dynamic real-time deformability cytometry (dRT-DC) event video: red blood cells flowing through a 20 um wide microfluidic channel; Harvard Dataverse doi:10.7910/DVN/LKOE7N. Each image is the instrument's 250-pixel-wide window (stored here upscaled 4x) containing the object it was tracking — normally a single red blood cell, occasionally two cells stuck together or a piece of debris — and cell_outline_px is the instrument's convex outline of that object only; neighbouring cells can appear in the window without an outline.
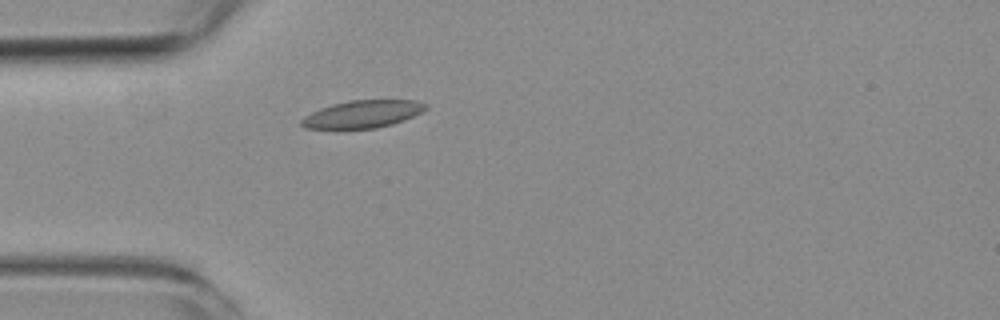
{"species": "common noctule bat (a hibernating species)", "species_latin": "Nyctalus noctula", "temperature_condition": "room temperature", "stored_images_in_passage": 1, "camera_frame_rate_fps": 3000, "um_per_image_px": 0.085, "animal": {"sex": "female", "body_mass_g": 19.3, "forearm_length_mm": 54.1}, "frame": {"image": 1, "passage_image": 1, "time_ms": 0.0, "image_size_px": [1000, 320], "cell_outline_px": [[428, 108], [404, 120], [392, 124], [376, 128], [304, 128], [300, 124], [300, 120], [304, 116], [320, 108], [332, 104], [348, 100], [416, 100], [428, 104]], "centroid_in_image_um": [30.82, 9.69], "position_along_channel_um": 54.2, "area_um2": 19.83}}